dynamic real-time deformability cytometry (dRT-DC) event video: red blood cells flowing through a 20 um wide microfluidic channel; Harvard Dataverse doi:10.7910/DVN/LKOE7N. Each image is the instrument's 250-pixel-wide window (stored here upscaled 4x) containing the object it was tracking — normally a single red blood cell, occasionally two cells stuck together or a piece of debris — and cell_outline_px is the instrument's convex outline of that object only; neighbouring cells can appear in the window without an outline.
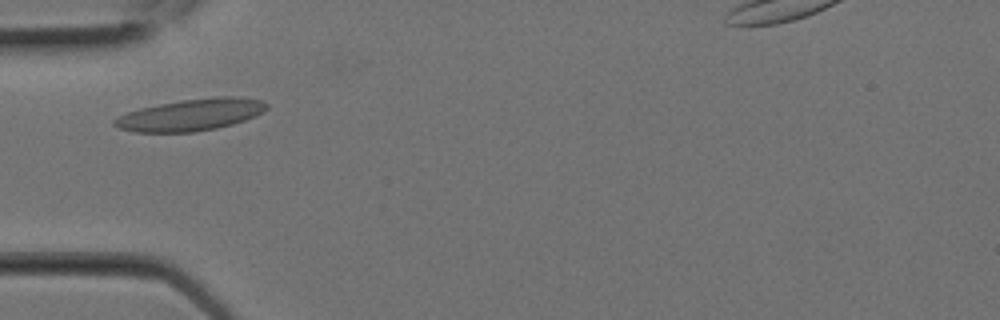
{"species": "Egyptian fruit bat (a non-hibernating species)", "species_latin": "Rousettus aegyptiacus", "temperature_condition": "room temperature", "stored_images_in_passage": 1, "camera_frame_rate_fps": 3000, "um_per_image_px": 0.085, "animal": {"sex": "female"}, "frame": {"image": 1, "passage_image": 1, "time_ms": 0.0, "image_size_px": [1000, 320], "cell_outline_px": [[268, 108], [244, 120], [232, 124], [216, 128], [196, 132], [136, 132], [120, 128], [112, 124], [112, 120], [128, 112], [140, 108], [180, 100], [220, 96], [240, 96], [260, 100], [268, 104]], "centroid_in_image_um": [16.21, 9.75], "position_along_channel_um": 68.8, "area_um2": 27.98}}